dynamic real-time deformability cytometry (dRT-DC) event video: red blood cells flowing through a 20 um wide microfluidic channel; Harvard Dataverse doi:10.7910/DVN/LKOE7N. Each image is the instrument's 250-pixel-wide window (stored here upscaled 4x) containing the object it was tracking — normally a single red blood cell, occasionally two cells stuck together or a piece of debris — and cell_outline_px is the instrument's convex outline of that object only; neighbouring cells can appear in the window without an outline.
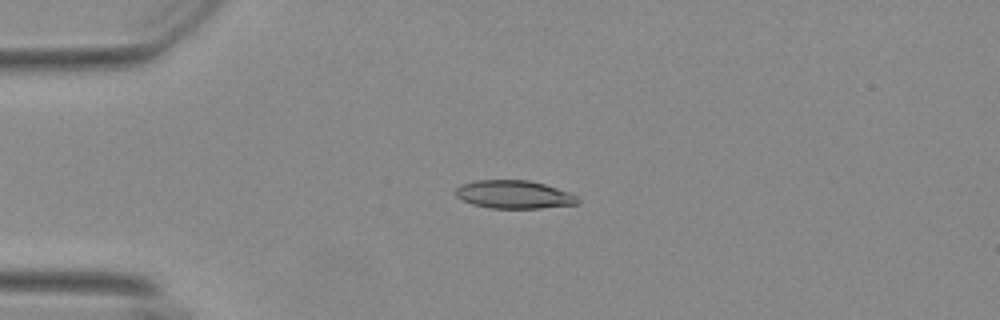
{"species": "Egyptian fruit bat (a non-hibernating species)", "species_latin": "Rousettus aegyptiacus", "temperature_condition": "warm", "stored_images_in_passage": 43, "camera_frame_rate_fps": 3000, "um_per_image_px": 0.085, "animal": {"sex": "female"}, "frame": {"image": 1, "passage_image": 1, "time_ms": 0.0, "image_size_px": [1000, 320], "cell_outline_px": [[580, 200], [576, 204], [540, 208], [492, 208], [472, 204], [456, 196], [456, 188], [460, 184], [476, 180], [528, 180], [544, 184], [568, 192], [576, 196]], "centroid_in_image_um": [43.67, 16.53], "position_along_channel_um": 41.3, "area_um2": 19.83}}
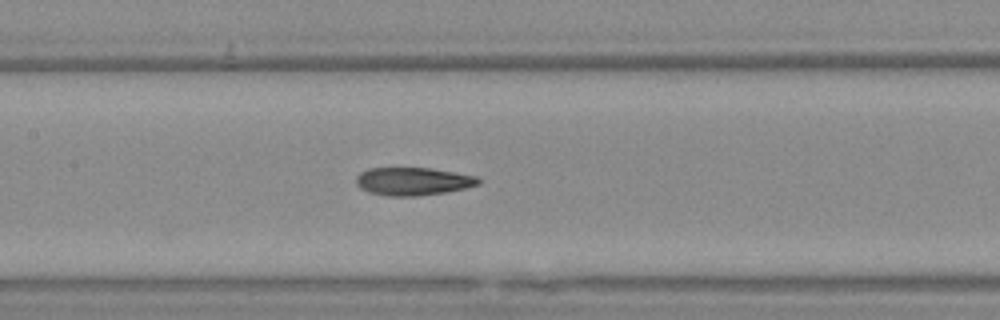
{"frame": {"image": 2, "passage_image": 14, "time_ms": 4.333, "image_size_px": [1000, 320], "cell_outline_px": [[480, 184], [464, 188], [444, 192], [416, 196], [388, 196], [368, 192], [360, 188], [356, 184], [356, 176], [360, 172], [368, 168], [432, 168], [476, 176], [480, 180]], "centroid_in_image_um": [35.06, 15.41], "position_along_channel_um": 172.3, "area_um2": 19.88}}
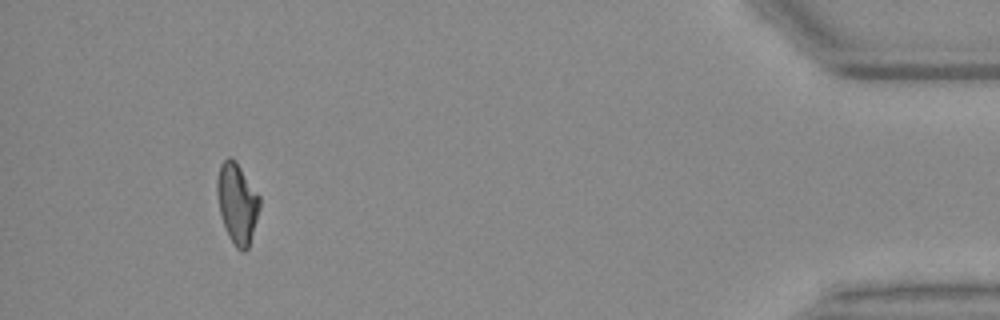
{"frame": {"image": 3, "passage_image": 39, "time_ms": 12.667, "image_size_px": [1000, 320], "cell_outline_px": [[260, 208], [248, 248], [244, 252], [236, 248], [228, 236], [220, 212], [216, 192], [216, 180], [220, 164], [228, 156], [236, 160], [260, 196]], "centroid_in_image_um": [20.15, 17.25], "position_along_channel_um": 415.0, "area_um2": 20.0}, "authors_computed_cell_mechanics": {"area_um2": 19.9988, "velocity_mm_per_s": 3.6988, "shape_relaxation_time_tau1_ms": null, "shape_relaxation_time_tau2_ms": 4.4019, "deformation_change_tau1": null, "deformation_change_tau2": 0.1325}}